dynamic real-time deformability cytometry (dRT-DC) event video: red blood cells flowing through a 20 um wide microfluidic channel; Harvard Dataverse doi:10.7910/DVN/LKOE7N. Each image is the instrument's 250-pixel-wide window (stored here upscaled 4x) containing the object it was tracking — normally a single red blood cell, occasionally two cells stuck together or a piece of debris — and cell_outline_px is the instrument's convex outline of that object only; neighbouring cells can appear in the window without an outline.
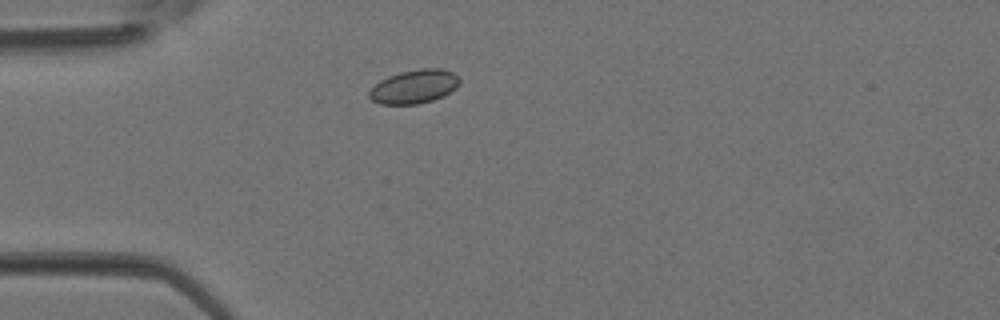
{"species": "Egyptian fruit bat (a non-hibernating species)", "species_latin": "Rousettus aegyptiacus", "temperature_condition": "room temperature", "stored_images_in_passage": 2, "camera_frame_rate_fps": 3000, "um_per_image_px": 0.085, "animal": {"sex": "female"}, "frame": {"image": 1, "passage_image": 2, "time_ms": 0.333, "image_size_px": [1000, 320], "cell_outline_px": [[460, 84], [456, 88], [444, 96], [432, 100], [416, 104], [380, 104], [372, 100], [368, 96], [368, 92], [380, 80], [388, 76], [400, 72], [420, 68], [440, 68], [452, 72], [460, 76]], "centroid_in_image_um": [35.23, 7.35], "position_along_channel_um": 49.8, "area_um2": 17.86}}